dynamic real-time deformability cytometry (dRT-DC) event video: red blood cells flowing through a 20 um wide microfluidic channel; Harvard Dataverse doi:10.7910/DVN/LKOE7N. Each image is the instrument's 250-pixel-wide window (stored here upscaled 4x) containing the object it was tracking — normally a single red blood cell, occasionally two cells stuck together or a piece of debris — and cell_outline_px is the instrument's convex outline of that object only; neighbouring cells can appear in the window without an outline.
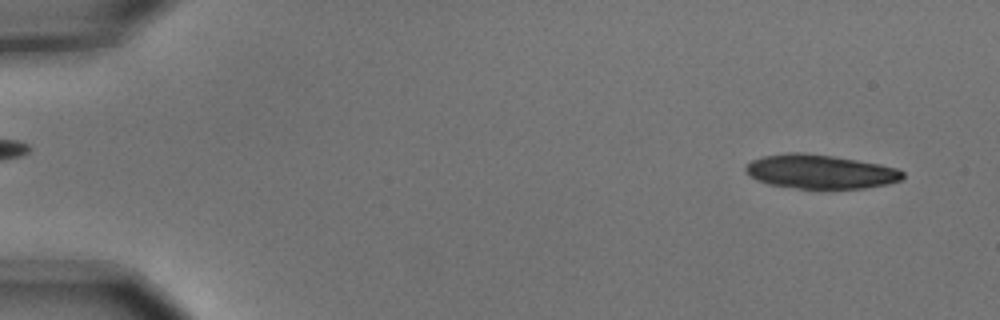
{"species": "common noctule bat (a hibernating species)", "species_latin": "Nyctalus noctula", "temperature_condition": "cold", "stored_images_in_passage": 9, "segment_of_instrument_passage": [1, 2], "camera_frame_rate_fps": 3000, "um_per_image_px": 0.085, "animal": {"sex": "male", "body_mass_g": 15.6}, "frame": {"image": 1, "passage_image": 1, "time_ms": 0.0, "image_size_px": [1000, 320], "cell_outline_px": [[904, 176], [900, 180], [888, 184], [864, 188], [796, 188], [768, 184], [756, 180], [744, 172], [744, 168], [752, 160], [764, 156], [788, 152], [804, 152], [832, 156], [880, 164], [896, 168], [904, 172]], "centroid_in_image_um": [69.69, 14.59], "position_along_channel_um": 15.3, "area_um2": 31.1}}